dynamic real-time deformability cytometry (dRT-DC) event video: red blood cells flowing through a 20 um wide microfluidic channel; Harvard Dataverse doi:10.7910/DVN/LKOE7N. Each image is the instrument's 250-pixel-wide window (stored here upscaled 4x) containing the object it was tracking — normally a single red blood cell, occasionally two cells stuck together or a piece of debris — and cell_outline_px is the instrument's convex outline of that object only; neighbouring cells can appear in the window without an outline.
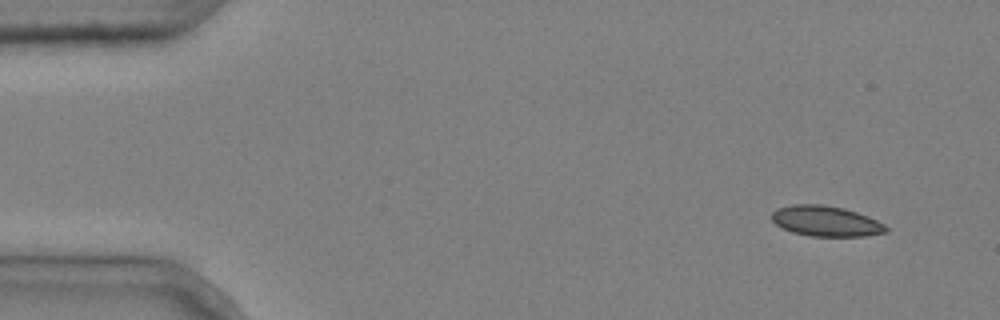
{"species": "common noctule bat (a hibernating species)", "species_latin": "Nyctalus noctula", "temperature_condition": "cold", "stored_images_in_passage": 3, "camera_frame_rate_fps": 3000, "um_per_image_px": 0.085, "animal": {"sex": "male", "body_mass_g": 20.4}, "frame": {"image": 1, "passage_image": 1, "time_ms": 0.0, "image_size_px": [1000, 320], "cell_outline_px": [[888, 232], [864, 236], [812, 236], [792, 232], [776, 224], [772, 220], [772, 212], [776, 208], [792, 204], [820, 204], [844, 208], [868, 216], [884, 224], [888, 228]], "centroid_in_image_um": [70.2, 18.79], "position_along_channel_um": 14.8, "area_um2": 20.23}}